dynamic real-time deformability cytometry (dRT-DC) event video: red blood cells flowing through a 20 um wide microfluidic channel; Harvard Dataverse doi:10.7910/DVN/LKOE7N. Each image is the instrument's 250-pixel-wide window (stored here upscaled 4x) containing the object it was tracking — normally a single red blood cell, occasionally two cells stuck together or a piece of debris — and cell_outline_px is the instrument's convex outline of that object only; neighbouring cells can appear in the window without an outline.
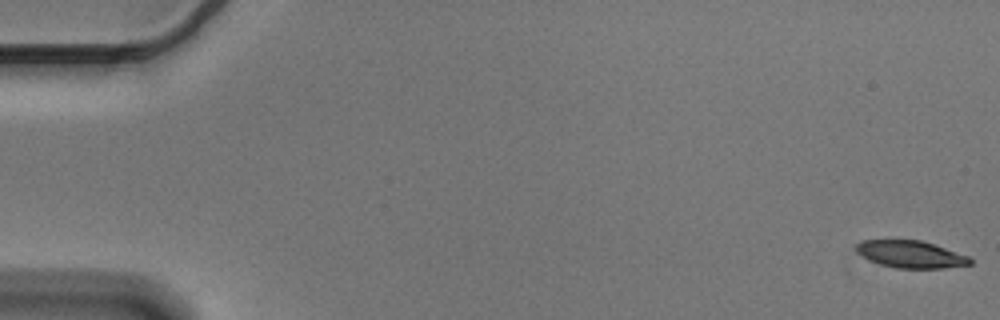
{"species": "Egyptian fruit bat (a non-hibernating species)", "species_latin": "Rousettus aegyptiacus", "temperature_condition": "cold", "stored_images_in_passage": 6, "camera_frame_rate_fps": 3000, "um_per_image_px": 0.085, "animal": {"sex": "male"}, "frame": {"image": 1, "passage_image": 1, "time_ms": 0.0, "image_size_px": [1000, 320], "cell_outline_px": [[972, 264], [944, 268], [896, 268], [880, 264], [868, 260], [856, 252], [856, 244], [860, 240], [920, 240], [968, 256], [972, 260]], "centroid_in_image_um": [77.37, 21.62], "position_along_channel_um": 7.6, "area_um2": 17.92}}
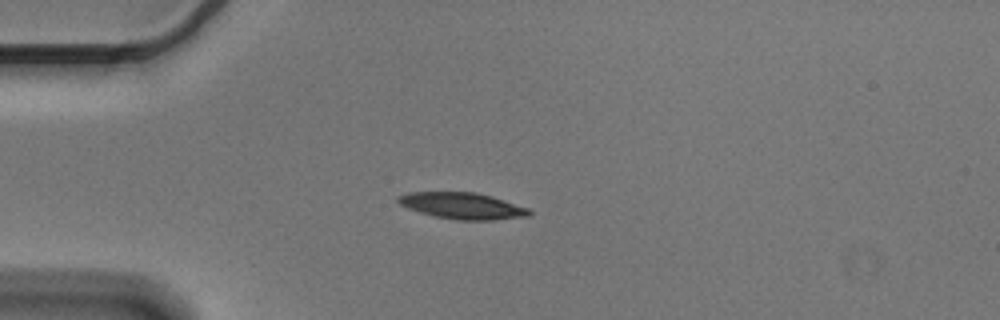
{"frame": {"image": 2, "passage_image": 5, "time_ms": 1.333, "image_size_px": [1000, 320], "cell_outline_px": [[532, 212], [528, 216], [492, 220], [456, 220], [432, 216], [408, 208], [400, 204], [396, 200], [396, 196], [408, 192], [476, 192], [492, 196], [528, 208]], "centroid_in_image_um": [39.27, 17.49], "position_along_channel_um": 45.7, "area_um2": 20.23}}